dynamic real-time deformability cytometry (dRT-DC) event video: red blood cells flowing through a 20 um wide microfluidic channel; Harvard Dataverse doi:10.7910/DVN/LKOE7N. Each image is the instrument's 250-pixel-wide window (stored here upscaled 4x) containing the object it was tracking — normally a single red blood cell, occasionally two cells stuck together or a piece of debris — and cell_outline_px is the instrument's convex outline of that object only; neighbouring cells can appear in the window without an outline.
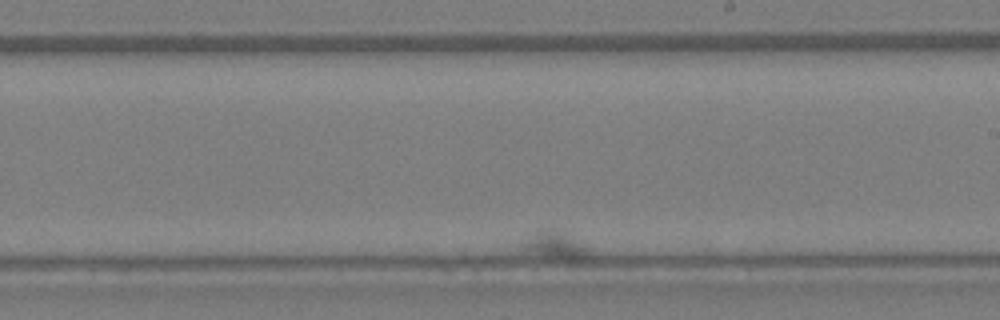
{"species": "Egyptian fruit bat (a non-hibernating species)", "species_latin": "Rousettus aegyptiacus", "temperature_condition": "warm", "stored_images_in_passage": 87, "segment_of_instrument_passage": [2, 2], "camera_frame_rate_fps": 3000, "um_per_image_px": 0.085, "animal": {"sex": "female"}, "frame": {"image": 1, "passage_image": 52, "time_ms": 17.0, "image_size_px": [1000, 320], "cell_outline_px": [[592, 252], [588, 256], [580, 260], [568, 260], [544, 256], [528, 252], [520, 248], [520, 244], [528, 236], [544, 228], [548, 228], [592, 248]], "centroid_in_image_um": [47.18, 20.89], "position_along_channel_um": 241.8, "area_um2": 10.4}}